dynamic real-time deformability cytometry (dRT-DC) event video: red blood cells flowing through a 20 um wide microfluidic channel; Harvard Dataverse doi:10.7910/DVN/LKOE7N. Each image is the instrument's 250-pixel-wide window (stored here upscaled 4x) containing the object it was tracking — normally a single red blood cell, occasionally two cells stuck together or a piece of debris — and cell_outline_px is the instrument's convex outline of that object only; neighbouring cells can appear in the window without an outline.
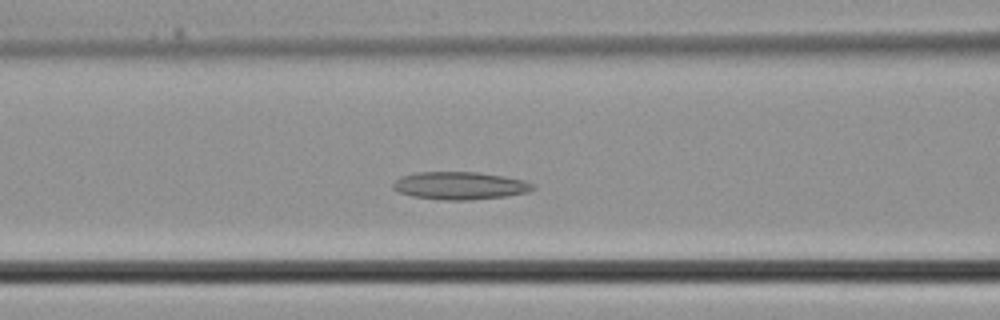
{"species": "common noctule bat (a hibernating species)", "species_latin": "Nyctalus noctula", "temperature_condition": "cold", "stored_images_in_passage": 34, "camera_frame_rate_fps": 3000, "um_per_image_px": 0.085, "animal": {"sex": "male", "body_mass_g": 21.5, "forearm_length_mm": 52.0}, "frame": {"image": 1, "passage_image": 12, "time_ms": 3.667, "image_size_px": [1000, 320], "cell_outline_px": [[536, 188], [528, 192], [508, 196], [468, 200], [440, 200], [412, 196], [400, 192], [392, 188], [392, 184], [400, 176], [416, 172], [476, 172], [504, 176], [524, 180], [532, 184]], "centroid_in_image_um": [39.08, 15.78], "position_along_channel_um": 127.5, "area_um2": 22.66}}
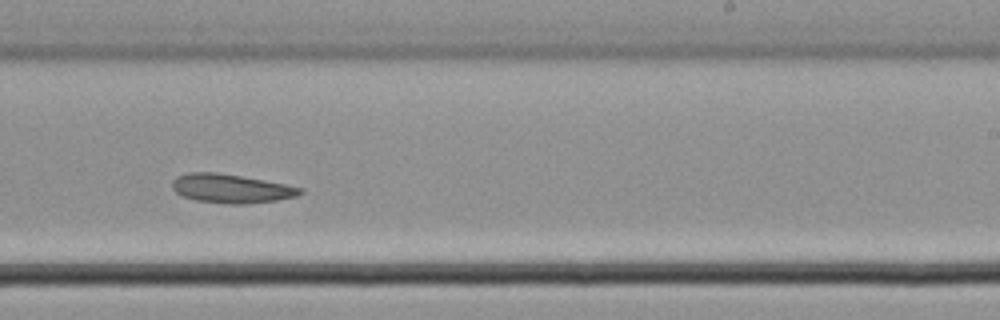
{"frame": {"image": 2, "passage_image": 20, "time_ms": 6.333, "image_size_px": [1000, 320], "cell_outline_px": [[304, 192], [296, 196], [276, 200], [248, 204], [232, 204], [196, 200], [184, 196], [176, 192], [172, 188], [172, 180], [176, 176], [188, 172], [216, 172], [264, 180], [304, 188]], "centroid_in_image_um": [19.64, 16.02], "position_along_channel_um": 269.4, "area_um2": 21.44}}
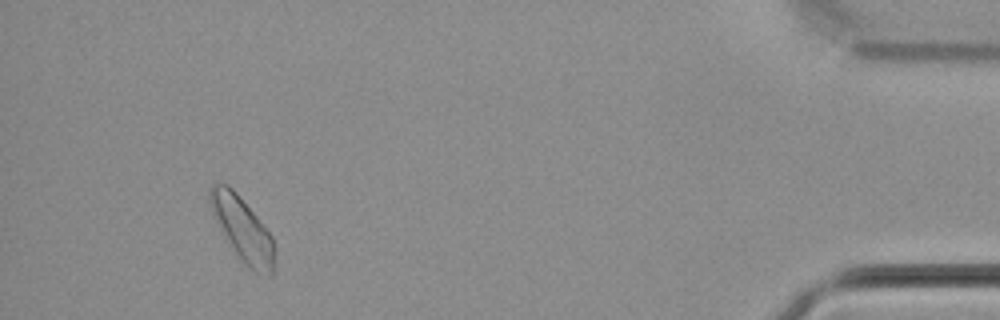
{"frame": {"image": 3, "passage_image": 32, "time_ms": 10.333, "image_size_px": [1000, 320], "cell_outline_px": [[276, 248], [272, 276], [268, 276], [256, 272], [248, 268], [240, 260], [228, 244], [212, 212], [208, 200], [208, 192], [212, 184], [228, 184], [236, 192], [256, 216], [272, 236]], "centroid_in_image_um": [20.62, 19.51], "position_along_channel_um": 414.6, "area_um2": 24.16}}